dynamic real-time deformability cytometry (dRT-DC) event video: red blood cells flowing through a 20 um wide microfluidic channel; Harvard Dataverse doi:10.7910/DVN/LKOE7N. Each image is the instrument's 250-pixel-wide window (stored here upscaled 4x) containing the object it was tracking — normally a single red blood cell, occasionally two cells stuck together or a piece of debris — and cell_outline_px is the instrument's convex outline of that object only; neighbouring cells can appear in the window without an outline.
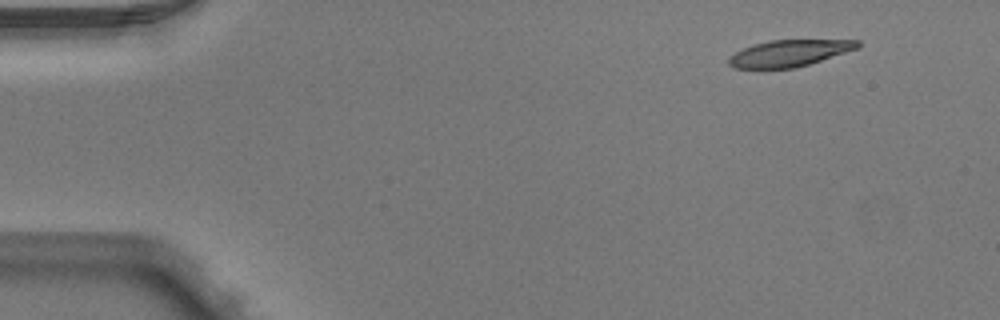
{"species": "Egyptian fruit bat (a non-hibernating species)", "species_latin": "Rousettus aegyptiacus", "temperature_condition": "warm", "stored_images_in_passage": 3, "segment_of_instrument_passage": [2, 2], "camera_frame_rate_fps": 3000, "um_per_image_px": 0.085, "animal": {"sex": "male"}, "frame": {"image": 1, "passage_image": 3, "time_ms": 0.667, "image_size_px": [1000, 320], "cell_outline_px": [[860, 48], [796, 68], [732, 68], [728, 64], [728, 60], [736, 52], [752, 44], [768, 40], [860, 40]], "centroid_in_image_um": [67.11, 4.52], "position_along_channel_um": 17.9, "area_um2": 19.94}}